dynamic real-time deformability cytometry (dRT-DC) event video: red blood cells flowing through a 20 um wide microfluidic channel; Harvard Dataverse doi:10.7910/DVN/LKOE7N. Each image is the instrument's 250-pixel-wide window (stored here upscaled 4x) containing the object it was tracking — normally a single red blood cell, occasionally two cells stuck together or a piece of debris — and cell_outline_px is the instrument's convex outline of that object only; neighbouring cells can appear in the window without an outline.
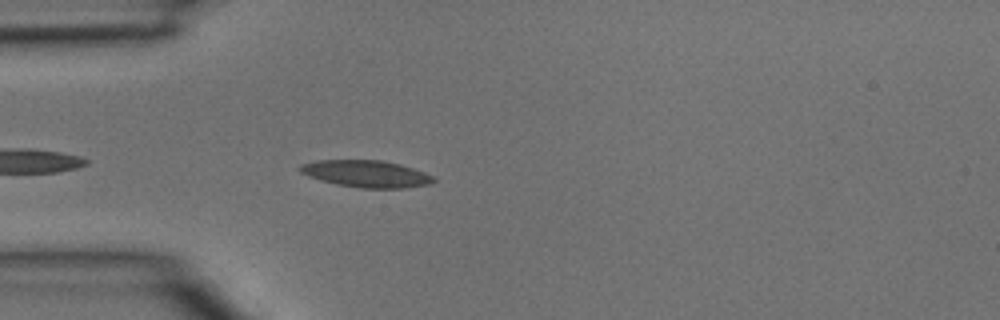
{"species": "common noctule bat (a hibernating species)", "species_latin": "Nyctalus noctula", "temperature_condition": "room temperature", "stored_images_in_passage": 2, "camera_frame_rate_fps": 3000, "um_per_image_px": 0.085, "animal": {"sex": "male", "body_mass_g": 15.6}, "frame": {"image": 1, "passage_image": 2, "time_ms": 0.333, "image_size_px": [1000, 320], "cell_outline_px": [[436, 180], [432, 184], [404, 188], [360, 188], [336, 184], [320, 180], [308, 176], [300, 172], [300, 164], [316, 160], [380, 160], [400, 164], [424, 172], [432, 176]], "centroid_in_image_um": [31.13, 14.77], "position_along_channel_um": 53.9, "area_um2": 20.98}}